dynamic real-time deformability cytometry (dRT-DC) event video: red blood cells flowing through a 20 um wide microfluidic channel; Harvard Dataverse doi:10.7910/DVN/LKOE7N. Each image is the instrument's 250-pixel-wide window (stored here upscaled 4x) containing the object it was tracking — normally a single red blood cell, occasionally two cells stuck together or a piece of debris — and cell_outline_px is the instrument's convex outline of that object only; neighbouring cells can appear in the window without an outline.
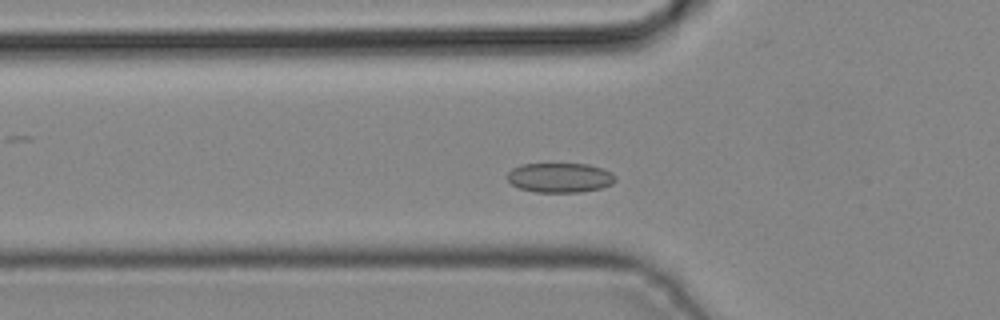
{"species": "common noctule bat (a hibernating species)", "species_latin": "Nyctalus noctula", "temperature_condition": "cold", "stored_images_in_passage": 37, "camera_frame_rate_fps": 3000, "um_per_image_px": 0.085, "animal": {"sex": "male", "body_mass_g": 19.2, "forearm_length_mm": 51.8}, "frame": {"image": 1, "passage_image": 7, "time_ms": 2.0, "image_size_px": [1000, 320], "cell_outline_px": [[616, 180], [612, 184], [600, 188], [580, 192], [536, 192], [520, 188], [512, 184], [508, 180], [508, 172], [512, 168], [520, 164], [588, 164], [612, 172], [616, 176]], "centroid_in_image_um": [47.6, 15.1], "position_along_channel_um": 78.2, "area_um2": 18.61}}
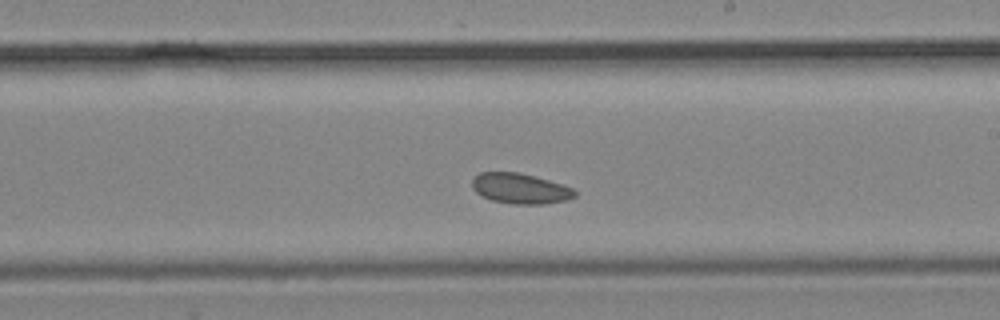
{"frame": {"image": 2, "passage_image": 18, "time_ms": 5.667, "image_size_px": [1000, 320], "cell_outline_px": [[576, 196], [568, 200], [544, 204], [512, 204], [492, 200], [476, 192], [472, 188], [472, 180], [480, 172], [520, 172], [564, 184], [572, 188], [576, 192]], "centroid_in_image_um": [44.25, 16.02], "position_along_channel_um": 244.7, "area_um2": 18.26}}
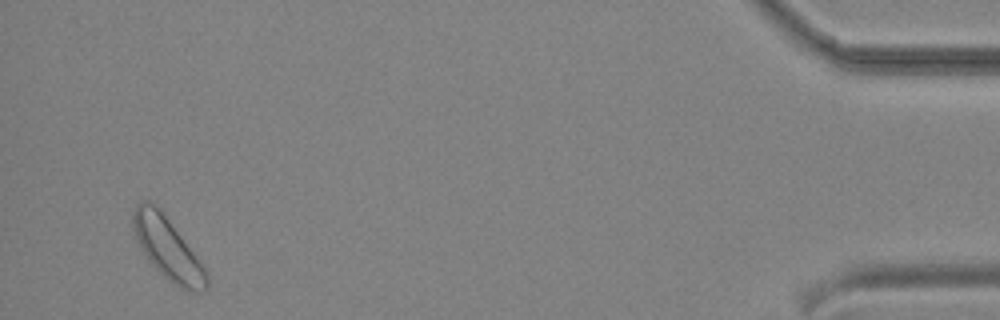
{"frame": {"image": 3, "passage_image": 35, "time_ms": 11.333, "image_size_px": [1000, 320], "cell_outline_px": [[208, 288], [204, 292], [192, 292], [180, 288], [168, 280], [148, 260], [140, 248], [136, 240], [132, 228], [132, 212], [136, 204], [140, 200], [148, 200], [160, 208], [208, 272]], "centroid_in_image_um": [14.23, 21.11], "position_along_channel_um": 421.0, "area_um2": 26.65}}